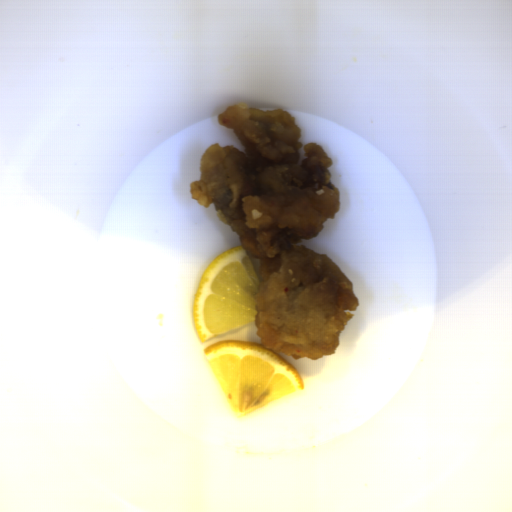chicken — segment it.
Segmentation results:
<instances>
[{
    "instance_id": "ae283196",
    "label": "chicken",
    "mask_w": 512,
    "mask_h": 512,
    "mask_svg": "<svg viewBox=\"0 0 512 512\" xmlns=\"http://www.w3.org/2000/svg\"><path fill=\"white\" fill-rule=\"evenodd\" d=\"M233 144H210L189 191L238 234L260 279L254 326L262 347L293 360L336 355L340 334L358 310L352 281L327 253L299 243L318 236L341 209L330 180L333 160L317 142L303 143L295 117L283 108L227 106L217 117ZM303 148L306 158L300 161Z\"/></svg>"
}]
</instances>
